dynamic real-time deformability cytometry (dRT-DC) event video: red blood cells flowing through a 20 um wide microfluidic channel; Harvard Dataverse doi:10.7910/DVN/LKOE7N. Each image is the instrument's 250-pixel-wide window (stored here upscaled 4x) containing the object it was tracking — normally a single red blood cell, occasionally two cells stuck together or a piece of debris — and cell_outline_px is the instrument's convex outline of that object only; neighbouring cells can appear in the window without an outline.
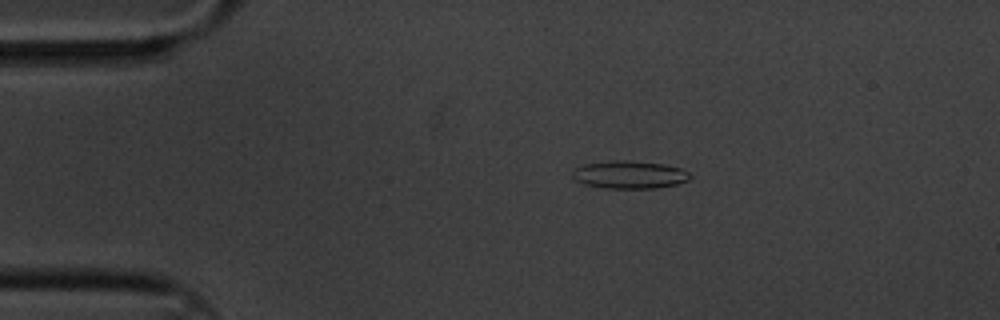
{"species": "common noctule bat (a hibernating species)", "species_latin": "Nyctalus noctula", "temperature_condition": "cold", "stored_images_in_passage": 7, "camera_frame_rate_fps": 3000, "um_per_image_px": 0.085, "animal": {"sex": "male", "body_mass_g": 20.1, "forearm_length_mm": 53.5}, "frame": {"image": 1, "passage_image": 1, "time_ms": 0.0, "image_size_px": [1000, 320], "cell_outline_px": [[692, 176], [688, 180], [676, 184], [656, 188], [604, 188], [584, 184], [576, 180], [572, 176], [572, 168], [584, 164], [612, 160], [624, 160], [664, 164], [680, 168], [688, 172]], "centroid_in_image_um": [53.47, 14.84], "position_along_channel_um": 31.5, "area_um2": 19.07}}
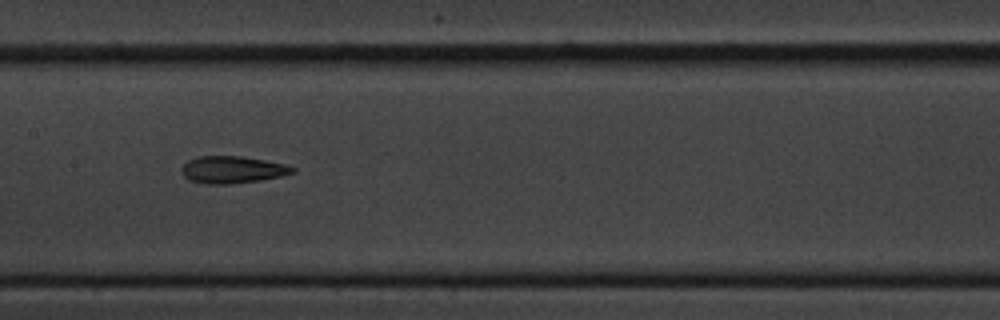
{"frame": {"image": 2, "passage_image": 6, "time_ms": 1.667, "image_size_px": [1000, 320], "cell_outline_px": [[296, 172], [280, 176], [256, 180], [228, 184], [208, 184], [188, 180], [180, 172], [180, 168], [188, 160], [196, 156], [240, 156], [264, 160], [284, 164], [296, 168]], "centroid_in_image_um": [19.7, 14.41], "position_along_channel_um": 187.7, "area_um2": 17.46}}
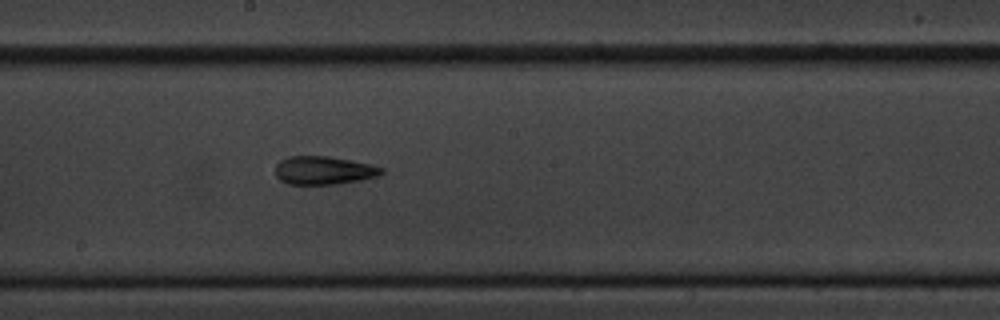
{"frame": {"image": 3, "passage_image": 7, "time_ms": 2.0, "image_size_px": [1000, 320], "cell_outline_px": [[384, 172], [376, 176], [360, 180], [336, 184], [288, 184], [280, 180], [276, 176], [276, 164], [280, 160], [288, 156], [328, 156], [372, 164], [384, 168]], "centroid_in_image_um": [27.51, 14.47], "position_along_channel_um": 220.7, "area_um2": 17.51}}